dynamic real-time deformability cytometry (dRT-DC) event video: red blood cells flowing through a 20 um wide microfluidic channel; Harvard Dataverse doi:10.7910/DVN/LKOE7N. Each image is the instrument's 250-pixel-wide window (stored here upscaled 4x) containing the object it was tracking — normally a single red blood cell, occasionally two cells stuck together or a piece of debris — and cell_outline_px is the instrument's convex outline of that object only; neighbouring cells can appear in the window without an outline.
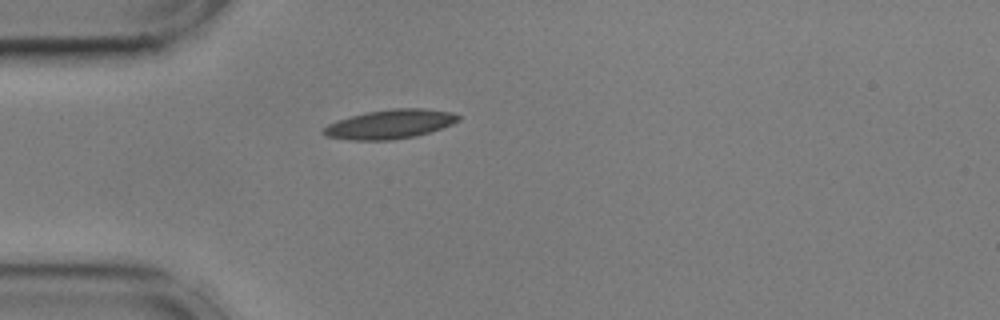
{"species": "common noctule bat (a hibernating species)", "species_latin": "Nyctalus noctula", "temperature_condition": "cold", "stored_images_in_passage": 41, "camera_frame_rate_fps": 3000, "um_per_image_px": 0.085, "animal": {"sex": "male", "body_mass_g": 17.9, "forearm_length_mm": 54.2}, "frame": {"image": 1, "passage_image": 1, "time_ms": 0.0, "image_size_px": [1000, 320], "cell_outline_px": [[460, 120], [452, 124], [416, 136], [392, 140], [348, 140], [324, 136], [320, 132], [328, 124], [336, 120], [368, 112], [392, 108], [424, 108], [452, 112], [460, 116]], "centroid_in_image_um": [33.12, 10.56], "position_along_channel_um": 51.9, "area_um2": 22.95}}
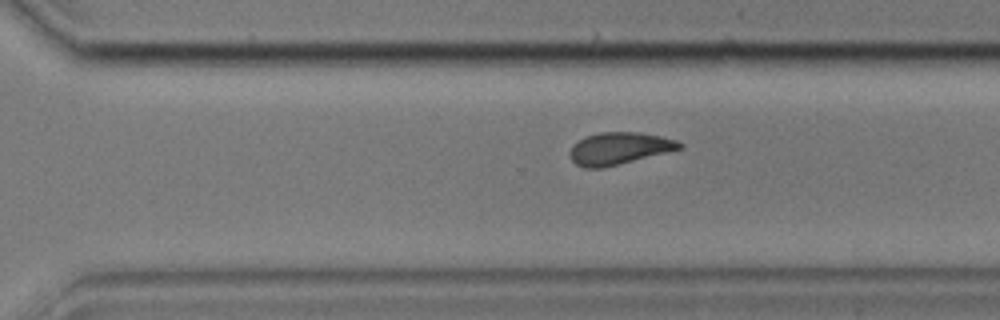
{"frame": {"image": 2, "passage_image": 24, "time_ms": 7.667, "image_size_px": [1000, 320], "cell_outline_px": [[684, 148], [600, 168], [584, 168], [576, 164], [568, 156], [568, 152], [572, 144], [584, 136], [600, 132], [640, 132], [660, 136], [676, 140], [684, 144]], "centroid_in_image_um": [52.58, 12.6], "position_along_channel_um": 318.0, "area_um2": 20.58}}
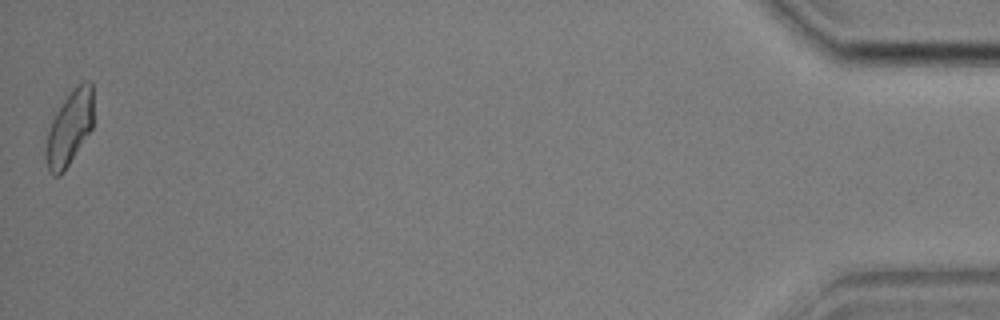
{"frame": {"image": 3, "passage_image": 41, "time_ms": 13.333, "image_size_px": [1000, 320], "cell_outline_px": [[92, 128], [64, 172], [60, 176], [52, 176], [48, 172], [44, 156], [48, 132], [52, 120], [64, 100], [72, 88], [84, 80], [92, 80]], "centroid_in_image_um": [5.89, 10.91], "position_along_channel_um": 429.3, "area_um2": 20.63}, "authors_computed_cell_mechanics": {"area_um2": 20.9236, "velocity_mm_per_s": 3.5906, "shape_relaxation_time_tau1_ms": 9.8753, "shape_relaxation_time_tau2_ms": 2.7783, "deformation_change_tau1": 0.1906, "deformation_change_tau2": 0.0901}}